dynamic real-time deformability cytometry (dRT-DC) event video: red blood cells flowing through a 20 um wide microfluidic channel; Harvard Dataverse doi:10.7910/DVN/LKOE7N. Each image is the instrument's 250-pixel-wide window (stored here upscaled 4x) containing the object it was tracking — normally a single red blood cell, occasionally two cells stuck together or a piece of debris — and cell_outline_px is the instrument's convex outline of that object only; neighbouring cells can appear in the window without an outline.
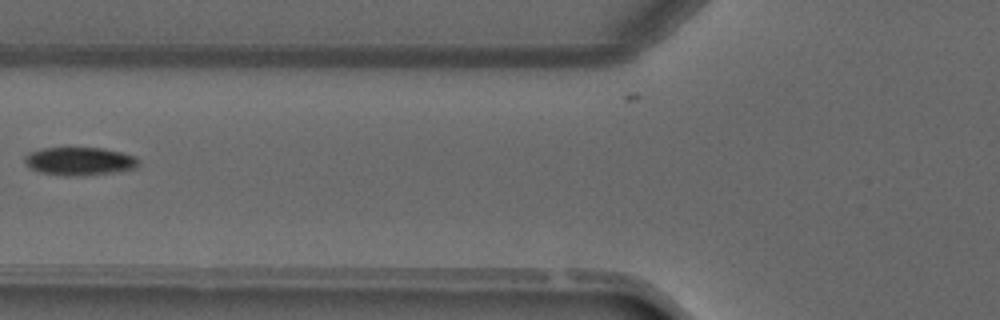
{"species": "common noctule bat (a hibernating species)", "species_latin": "Nyctalus noctula", "temperature_condition": "warm", "stored_images_in_passage": 6, "camera_frame_rate_fps": 3000, "um_per_image_px": 0.085, "animal": {"sex": "male", "forearm_length_mm": 52.5}, "frame": {"image": 1, "passage_image": 5, "time_ms": 4.667, "image_size_px": [1000, 320], "cell_outline_px": [[140, 164], [136, 168], [112, 172], [84, 176], [64, 176], [40, 172], [32, 168], [24, 160], [24, 156], [28, 152], [40, 148], [104, 148], [124, 152], [136, 156], [140, 160]], "centroid_in_image_um": [6.8, 13.7], "position_along_channel_um": 119.0, "area_um2": 18.9}}